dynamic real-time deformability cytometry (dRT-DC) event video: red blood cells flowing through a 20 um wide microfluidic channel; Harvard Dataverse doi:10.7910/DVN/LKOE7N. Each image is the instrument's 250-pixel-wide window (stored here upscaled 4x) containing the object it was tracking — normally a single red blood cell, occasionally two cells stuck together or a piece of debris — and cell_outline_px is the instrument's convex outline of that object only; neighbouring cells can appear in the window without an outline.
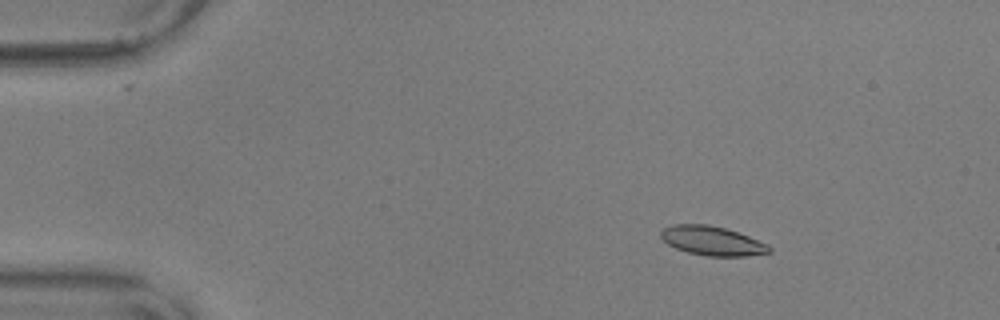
{"species": "common noctule bat (a hibernating species)", "species_latin": "Nyctalus noctula", "temperature_condition": "warm", "stored_images_in_passage": 57, "camera_frame_rate_fps": 3000, "um_per_image_px": 0.085, "animal": {"sex": "male", "body_mass_g": 17.9, "forearm_length_mm": 54.2}, "frame": {"image": 1, "passage_image": 9, "time_ms": 2.667, "image_size_px": [1000, 320], "cell_outline_px": [[772, 252], [744, 256], [708, 256], [688, 252], [676, 248], [668, 244], [660, 236], [660, 232], [664, 228], [672, 224], [708, 224], [724, 228], [748, 236], [768, 244], [772, 248]], "centroid_in_image_um": [60.53, 20.47], "position_along_channel_um": 24.5, "area_um2": 18.32}}
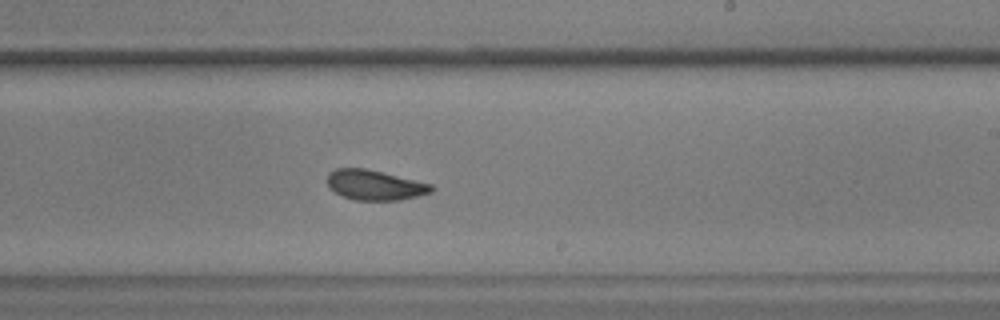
{"frame": {"image": 2, "passage_image": 35, "time_ms": 11.333, "image_size_px": [1000, 320], "cell_outline_px": [[432, 192], [400, 200], [356, 200], [344, 196], [328, 188], [328, 172], [336, 168], [364, 168], [432, 184]], "centroid_in_image_um": [31.83, 15.72], "position_along_channel_um": 257.2, "area_um2": 17.98}}
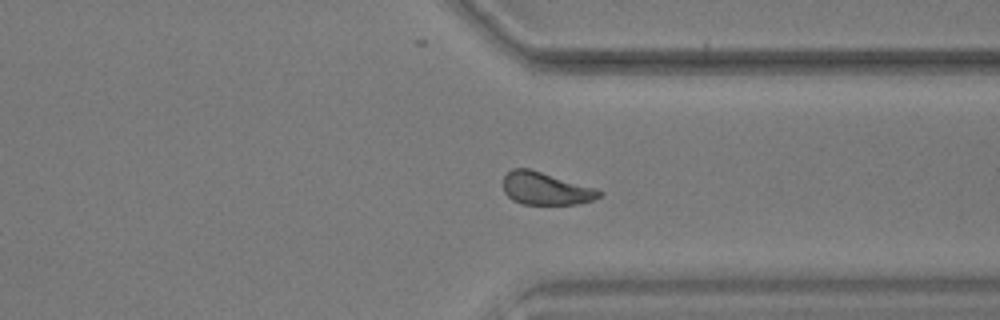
{"frame": {"image": 3, "passage_image": 44, "time_ms": 14.333, "image_size_px": [1000, 320], "cell_outline_px": [[604, 192], [600, 196], [592, 200], [576, 204], [524, 204], [512, 200], [504, 192], [504, 176], [512, 168], [528, 168], [596, 188]], "centroid_in_image_um": [46.38, 16.03], "position_along_channel_um": 365.0, "area_um2": 18.09}, "authors_computed_cell_mechanics": {"area_um2": 18.7272, "velocity_mm_per_s": 3.5971, "shape_relaxation_time_tau1_ms": 6.0516, "shape_relaxation_time_tau2_ms": 1.9096, "deformation_change_tau1": 0.1395, "deformation_change_tau2": 0.0822}}